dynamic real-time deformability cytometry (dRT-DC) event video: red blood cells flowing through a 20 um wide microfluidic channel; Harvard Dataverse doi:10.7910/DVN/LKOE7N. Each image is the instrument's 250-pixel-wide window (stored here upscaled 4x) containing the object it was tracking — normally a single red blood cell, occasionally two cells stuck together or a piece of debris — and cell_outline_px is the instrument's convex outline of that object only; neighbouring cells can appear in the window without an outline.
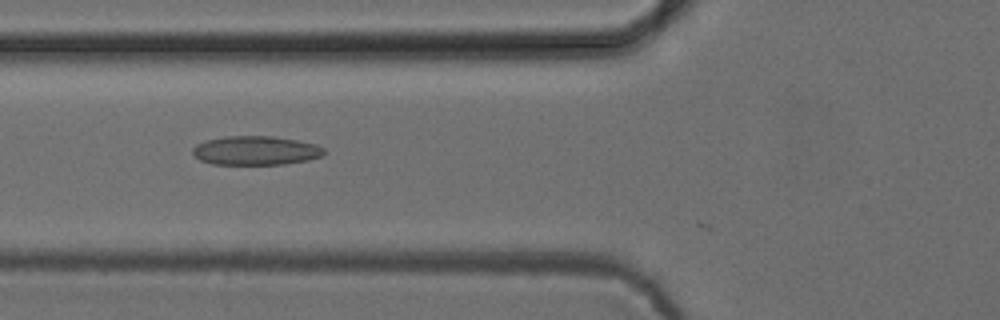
{"species": "common noctule bat (a hibernating species)", "species_latin": "Nyctalus noctula", "temperature_condition": "cold", "stored_images_in_passage": 19, "camera_frame_rate_fps": 3000, "um_per_image_px": 0.085, "animal": {"sex": "female", "body_mass_g": 24.6, "forearm_length_mm": 56.2}, "frame": {"image": 1, "passage_image": 13, "time_ms": 4.0, "image_size_px": [1000, 320], "cell_outline_px": [[324, 152], [320, 156], [308, 160], [284, 164], [212, 164], [200, 160], [192, 152], [192, 148], [196, 144], [204, 140], [224, 136], [272, 136], [296, 140], [316, 144], [324, 148]], "centroid_in_image_um": [21.7, 12.79], "position_along_channel_um": 104.1, "area_um2": 22.2}}
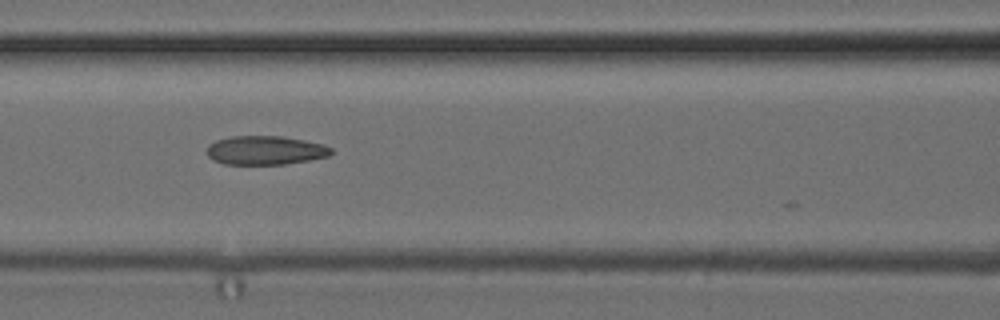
{"frame": {"image": 2, "passage_image": 16, "time_ms": 5.0, "image_size_px": [1000, 320], "cell_outline_px": [[332, 152], [328, 156], [308, 160], [284, 164], [224, 164], [212, 160], [208, 156], [208, 144], [216, 140], [232, 136], [284, 136], [324, 144], [332, 148]], "centroid_in_image_um": [22.54, 12.77], "position_along_channel_um": 144.1, "area_um2": 20.92}}